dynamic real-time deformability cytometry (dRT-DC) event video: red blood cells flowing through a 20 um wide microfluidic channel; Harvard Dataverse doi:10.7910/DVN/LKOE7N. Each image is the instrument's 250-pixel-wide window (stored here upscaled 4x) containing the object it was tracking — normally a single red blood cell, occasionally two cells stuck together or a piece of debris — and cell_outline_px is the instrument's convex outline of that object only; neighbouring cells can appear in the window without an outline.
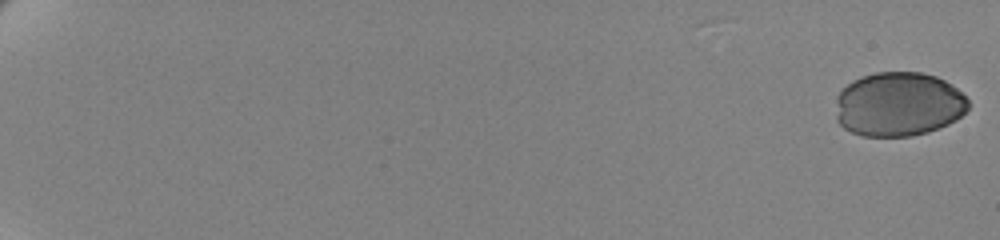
{"species": "human", "species_latin": "Homo sapiens", "temperature_condition": "cold", "stored_images_in_passage": 62, "camera_frame_rate_fps": 3000, "um_per_image_px": 0.085, "donor": {"sex": "female"}, "frame": {"image": 1, "passage_image": 1, "time_ms": 0.0, "image_size_px": [1000, 240], "cell_outline_px": [[968, 108], [956, 120], [948, 124], [928, 132], [912, 136], [864, 136], [852, 132], [844, 128], [836, 120], [836, 96], [848, 84], [864, 76], [876, 72], [920, 72], [936, 76], [944, 80], [956, 88], [968, 100]], "centroid_in_image_um": [76.37, 8.87], "position_along_channel_um": 8.6, "area_um2": 49.53}}
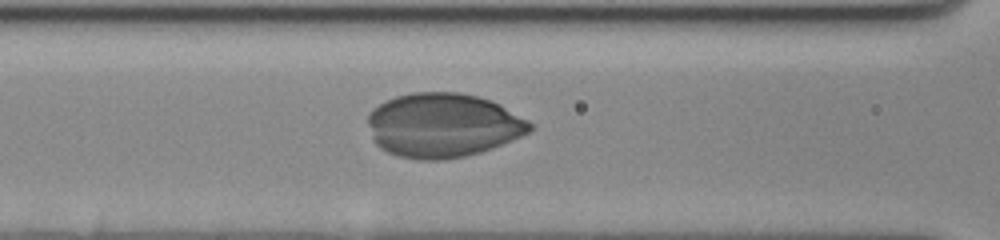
{"frame": {"image": 2, "passage_image": 31, "time_ms": 10.0, "image_size_px": [1000, 240], "cell_outline_px": [[532, 128], [528, 132], [520, 136], [492, 148], [480, 152], [464, 156], [444, 160], [420, 160], [396, 156], [380, 148], [372, 140], [368, 124], [368, 116], [372, 108], [384, 100], [396, 96], [412, 92], [460, 92], [492, 100], [500, 104], [528, 120], [532, 124]], "centroid_in_image_um": [37.61, 10.64], "position_along_channel_um": 129.0, "area_um2": 60.92}}
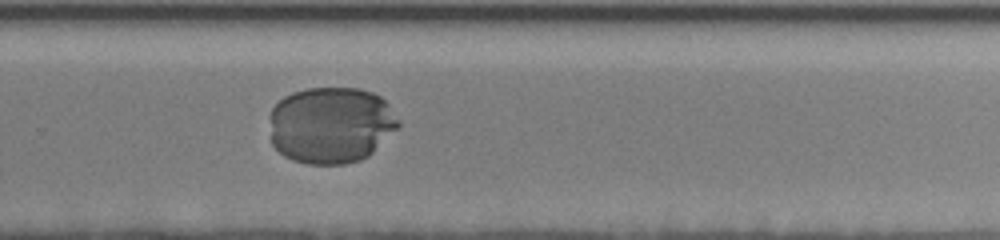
{"frame": {"image": 3, "passage_image": 46, "time_ms": 15.0, "image_size_px": [1000, 240], "cell_outline_px": [[400, 128], [368, 156], [360, 160], [344, 164], [308, 164], [292, 160], [284, 156], [272, 144], [268, 116], [272, 108], [284, 96], [292, 92], [308, 88], [360, 88], [372, 92], [380, 96], [388, 104], [400, 120]], "centroid_in_image_um": [28.14, 10.62], "position_along_channel_um": 301.7, "area_um2": 58.26}}